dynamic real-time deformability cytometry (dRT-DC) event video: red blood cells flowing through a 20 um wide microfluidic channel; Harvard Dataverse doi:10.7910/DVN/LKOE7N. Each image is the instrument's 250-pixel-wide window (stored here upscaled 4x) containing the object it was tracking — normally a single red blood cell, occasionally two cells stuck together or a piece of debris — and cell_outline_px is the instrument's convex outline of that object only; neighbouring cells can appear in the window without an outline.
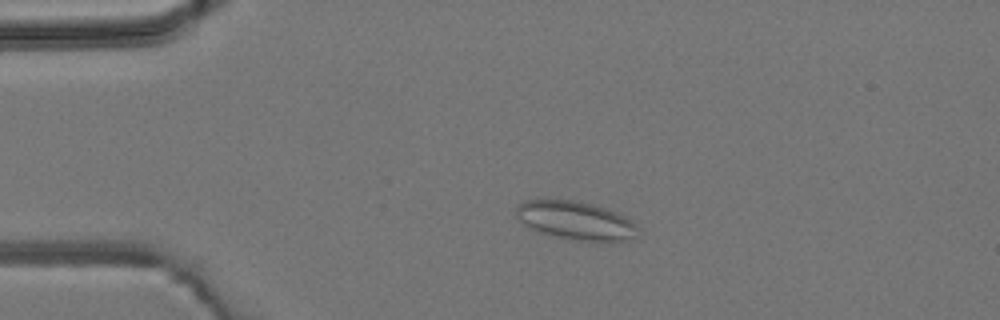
{"species": "common noctule bat (a hibernating species)", "species_latin": "Nyctalus noctula", "temperature_condition": "room temperature", "stored_images_in_passage": 5, "camera_frame_rate_fps": 3000, "um_per_image_px": 0.085, "animal": {"sex": "male", "body_mass_g": 19.2, "forearm_length_mm": 51.8}, "frame": {"image": 1, "passage_image": 4, "time_ms": 3.0, "image_size_px": [1000, 320], "cell_outline_px": [[640, 228], [632, 240], [616, 244], [612, 244], [568, 240], [540, 232], [524, 224], [516, 216], [516, 204], [524, 200], [572, 200], [592, 204], [608, 208], [632, 220]], "centroid_in_image_um": [49.02, 18.8], "position_along_channel_um": 36.0, "area_um2": 28.21}}